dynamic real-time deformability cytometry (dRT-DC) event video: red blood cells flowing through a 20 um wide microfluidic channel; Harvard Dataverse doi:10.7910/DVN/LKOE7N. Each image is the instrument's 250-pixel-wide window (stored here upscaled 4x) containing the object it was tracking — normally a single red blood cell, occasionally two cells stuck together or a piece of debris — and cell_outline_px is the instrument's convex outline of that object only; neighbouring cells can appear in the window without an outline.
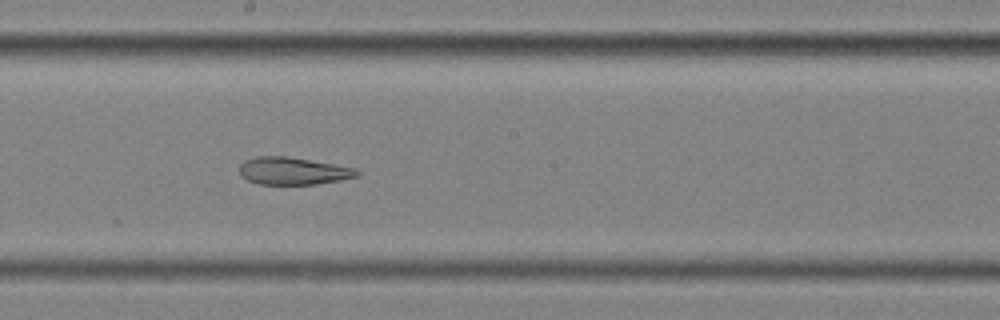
{"species": "common noctule bat (a hibernating species)", "species_latin": "Nyctalus noctula", "temperature_condition": "cold", "stored_images_in_passage": 9, "camera_frame_rate_fps": 3000, "um_per_image_px": 0.085, "animal": {"sex": "female", "body_mass_g": 25.1}, "frame": {"image": 1, "passage_image": 7, "time_ms": 2.0, "image_size_px": [1000, 320], "cell_outline_px": [[360, 172], [356, 176], [340, 180], [316, 184], [260, 184], [248, 180], [240, 176], [240, 164], [244, 160], [256, 156], [288, 156], [356, 168]], "centroid_in_image_um": [24.88, 14.52], "position_along_channel_um": 223.3, "area_um2": 18.73}}
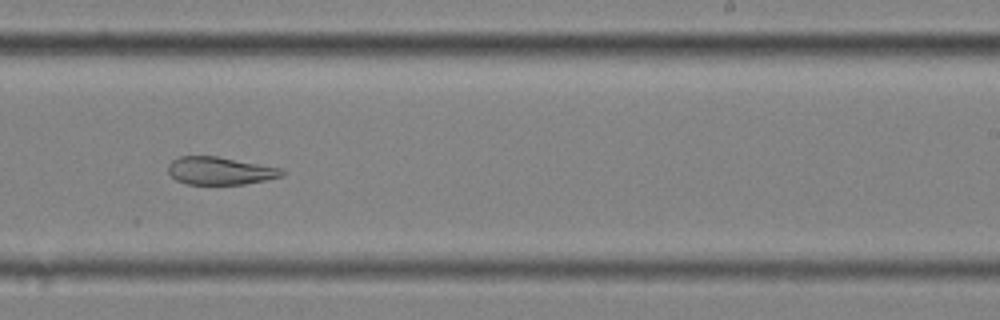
{"frame": {"image": 2, "passage_image": 8, "time_ms": 2.333, "image_size_px": [1000, 320], "cell_outline_px": [[288, 172], [284, 176], [244, 184], [188, 184], [176, 180], [168, 172], [168, 164], [172, 160], [180, 156], [216, 156], [280, 168]], "centroid_in_image_um": [18.7, 14.52], "position_along_channel_um": 270.3, "area_um2": 18.32}}